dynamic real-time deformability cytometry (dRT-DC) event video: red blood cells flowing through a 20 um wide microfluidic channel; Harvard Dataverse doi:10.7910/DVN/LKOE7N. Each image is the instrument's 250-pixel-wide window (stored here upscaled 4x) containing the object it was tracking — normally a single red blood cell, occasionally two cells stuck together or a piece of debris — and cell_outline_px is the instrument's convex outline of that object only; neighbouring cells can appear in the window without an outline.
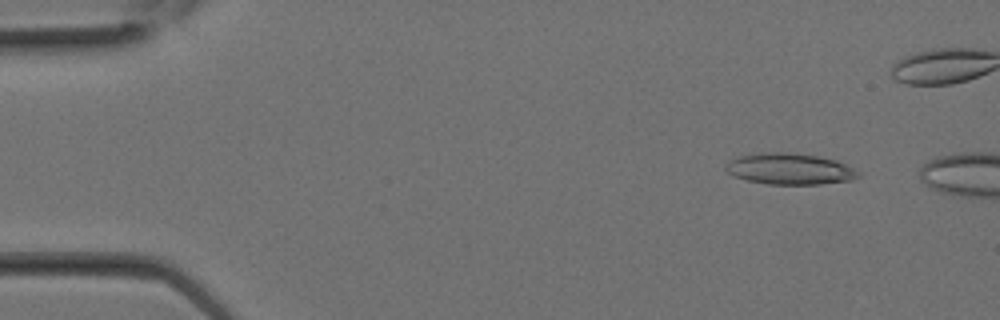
{"species": "Egyptian fruit bat (a non-hibernating species)", "species_latin": "Rousettus aegyptiacus", "temperature_condition": "room temperature", "stored_images_in_passage": 3, "camera_frame_rate_fps": 3000, "um_per_image_px": 0.085, "animal": {"sex": "female"}, "frame": {"image": 1, "passage_image": 1, "time_ms": 0.0, "image_size_px": [1000, 320], "cell_outline_px": [[860, 176], [852, 180], [820, 184], [768, 184], [748, 180], [736, 176], [728, 172], [724, 168], [724, 164], [728, 160], [740, 156], [764, 152], [784, 152], [816, 156], [836, 160], [860, 172]], "centroid_in_image_um": [67.11, 14.36], "position_along_channel_um": 17.9, "area_um2": 23.93}}